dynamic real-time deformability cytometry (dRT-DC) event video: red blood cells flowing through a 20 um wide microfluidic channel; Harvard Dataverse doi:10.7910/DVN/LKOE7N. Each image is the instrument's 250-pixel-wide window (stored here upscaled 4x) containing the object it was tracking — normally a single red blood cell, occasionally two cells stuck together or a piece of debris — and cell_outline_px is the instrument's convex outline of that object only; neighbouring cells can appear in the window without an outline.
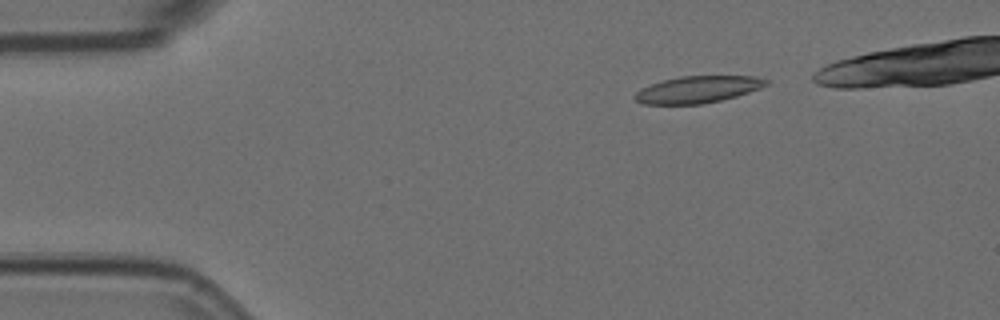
{"species": "Egyptian fruit bat (a non-hibernating species)", "species_latin": "Rousettus aegyptiacus", "temperature_condition": "room temperature", "stored_images_in_passage": 5, "camera_frame_rate_fps": 3000, "um_per_image_px": 0.085, "animal": {"sex": "female"}, "frame": {"image": 1, "passage_image": 2, "time_ms": 0.333, "image_size_px": [1000, 320], "cell_outline_px": [[768, 84], [760, 88], [736, 96], [704, 104], [644, 104], [636, 100], [636, 92], [640, 88], [664, 80], [680, 76], [756, 76], [768, 80]], "centroid_in_image_um": [59.33, 7.6], "position_along_channel_um": 25.7, "area_um2": 20.35}}